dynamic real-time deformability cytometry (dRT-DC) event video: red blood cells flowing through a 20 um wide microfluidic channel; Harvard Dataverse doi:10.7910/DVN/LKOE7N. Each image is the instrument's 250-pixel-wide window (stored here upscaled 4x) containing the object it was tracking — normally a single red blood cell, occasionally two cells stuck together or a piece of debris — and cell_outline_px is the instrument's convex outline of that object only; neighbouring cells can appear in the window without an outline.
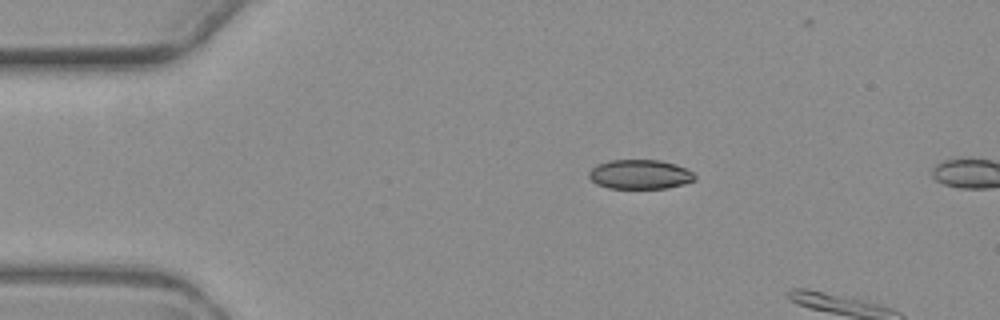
{"species": "common noctule bat (a hibernating species)", "species_latin": "Nyctalus noctula", "temperature_condition": "warm", "stored_images_in_passage": 2, "camera_frame_rate_fps": 3000, "um_per_image_px": 0.085, "animal": {"sex": "female", "body_mass_g": 19.3, "forearm_length_mm": 54.1}, "frame": {"image": 1, "passage_image": 1, "time_ms": 0.0, "image_size_px": [1000, 320], "cell_outline_px": [[696, 180], [684, 184], [668, 188], [608, 188], [596, 184], [588, 176], [588, 172], [596, 164], [608, 160], [660, 160], [676, 164], [692, 172], [696, 176]], "centroid_in_image_um": [54.38, 14.82], "position_along_channel_um": 30.6, "area_um2": 18.26}}